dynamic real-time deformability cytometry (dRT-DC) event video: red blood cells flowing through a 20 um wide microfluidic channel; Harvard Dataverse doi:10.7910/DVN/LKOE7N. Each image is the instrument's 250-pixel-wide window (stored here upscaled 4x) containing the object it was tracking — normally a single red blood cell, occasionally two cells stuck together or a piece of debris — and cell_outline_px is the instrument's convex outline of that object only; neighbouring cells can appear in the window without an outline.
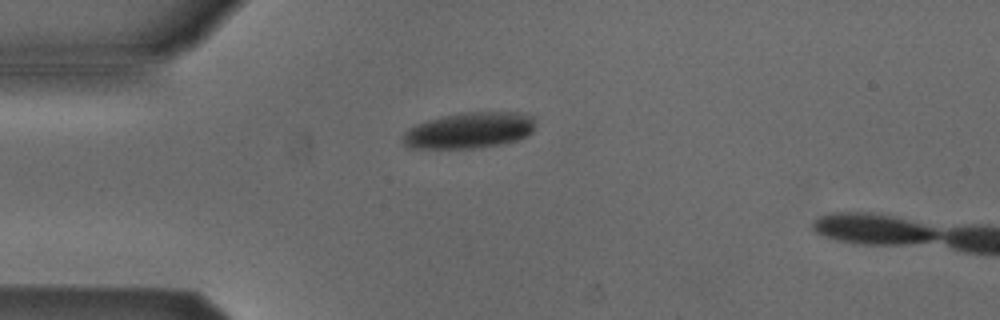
{"species": "Egyptian fruit bat (a non-hibernating species)", "species_latin": "Rousettus aegyptiacus", "temperature_condition": "cold", "stored_images_in_passage": 4, "camera_frame_rate_fps": 3000, "um_per_image_px": 0.085, "animal": {"sex": "male"}, "frame": {"image": 1, "passage_image": 1, "time_ms": 0.0, "image_size_px": [1000, 320], "cell_outline_px": [[536, 120], [532, 132], [528, 136], [516, 140], [500, 144], [472, 148], [404, 148], [400, 140], [400, 136], [408, 128], [416, 124], [428, 120], [444, 116], [464, 112], [520, 112], [532, 116]], "centroid_in_image_um": [39.85, 11.08], "position_along_channel_um": 45.2, "area_um2": 28.09}}
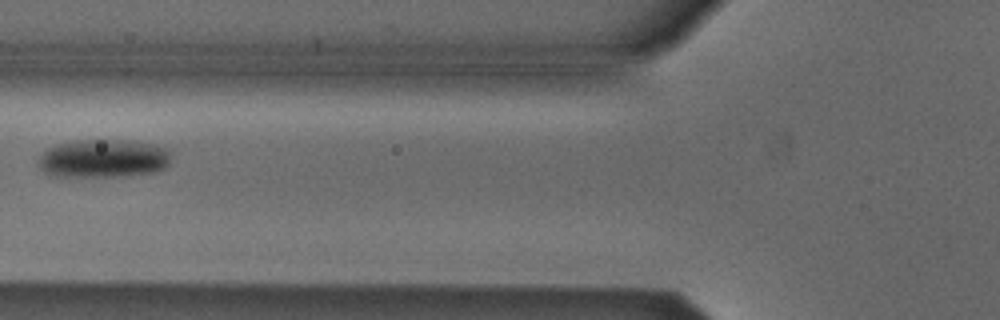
{"frame": {"image": 2, "passage_image": 3, "time_ms": 0.667, "image_size_px": [1000, 320], "cell_outline_px": [[168, 164], [164, 168], [152, 172], [116, 176], [56, 176], [44, 172], [40, 168], [40, 156], [48, 148], [56, 144], [72, 140], [132, 140], [152, 144], [164, 148], [168, 152]], "centroid_in_image_um": [8.74, 13.45], "position_along_channel_um": 117.1, "area_um2": 29.25}}
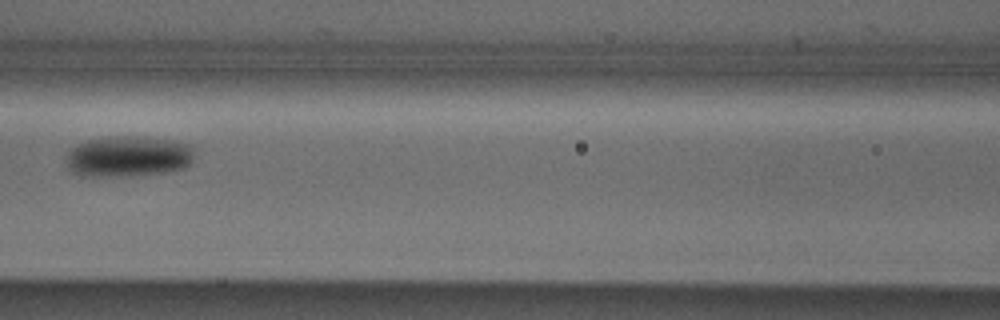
{"frame": {"image": 3, "passage_image": 4, "time_ms": 1.0, "image_size_px": [1000, 320], "cell_outline_px": [[196, 156], [184, 168], [168, 172], [132, 176], [88, 176], [72, 172], [68, 168], [68, 148], [76, 144], [88, 140], [112, 136], [144, 136], [172, 140], [192, 144]], "centroid_in_image_um": [10.95, 13.28], "position_along_channel_um": 155.7, "area_um2": 31.04}}